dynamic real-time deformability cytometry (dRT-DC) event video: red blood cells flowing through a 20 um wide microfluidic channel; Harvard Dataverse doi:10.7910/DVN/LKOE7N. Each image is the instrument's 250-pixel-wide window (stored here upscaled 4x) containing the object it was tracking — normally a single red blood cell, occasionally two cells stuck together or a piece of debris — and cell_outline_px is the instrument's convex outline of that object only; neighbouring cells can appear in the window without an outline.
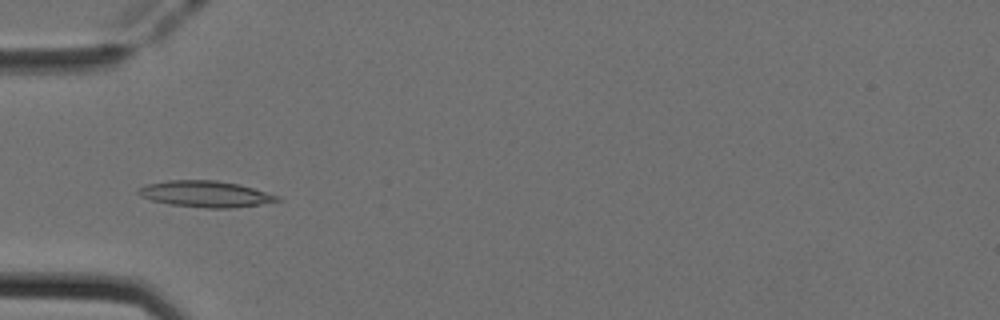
{"species": "Egyptian fruit bat (a non-hibernating species)", "species_latin": "Rousettus aegyptiacus", "temperature_condition": "cold", "stored_images_in_passage": 51, "camera_frame_rate_fps": 3000, "um_per_image_px": 0.085, "animal": {"sex": "female"}, "frame": {"image": 1, "passage_image": 16, "time_ms": 5.0, "image_size_px": [1000, 320], "cell_outline_px": [[284, 200], [260, 204], [232, 208], [208, 208], [168, 204], [152, 200], [140, 196], [136, 192], [136, 188], [148, 184], [168, 180], [216, 180], [240, 184], [280, 196]], "centroid_in_image_um": [17.47, 16.48], "position_along_channel_um": 67.5, "area_um2": 21.39}}
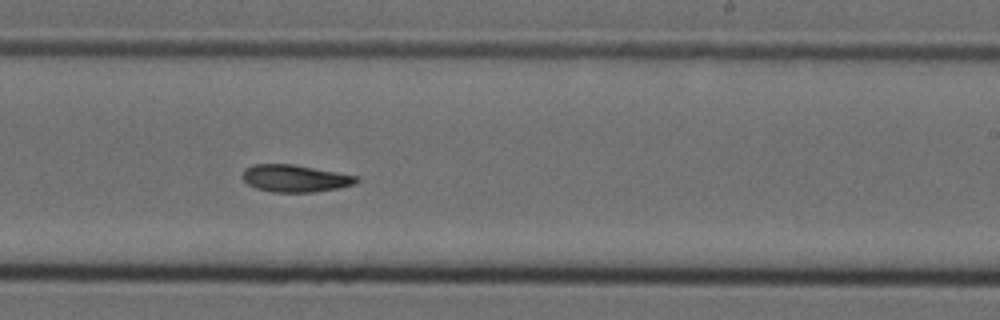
{"frame": {"image": 2, "passage_image": 31, "time_ms": 10.0, "image_size_px": [1000, 320], "cell_outline_px": [[360, 180], [356, 184], [340, 188], [316, 192], [272, 192], [256, 188], [248, 184], [240, 176], [244, 168], [252, 164], [292, 164], [336, 172], [356, 176]], "centroid_in_image_um": [25.05, 15.16], "position_along_channel_um": 263.9, "area_um2": 18.21}}
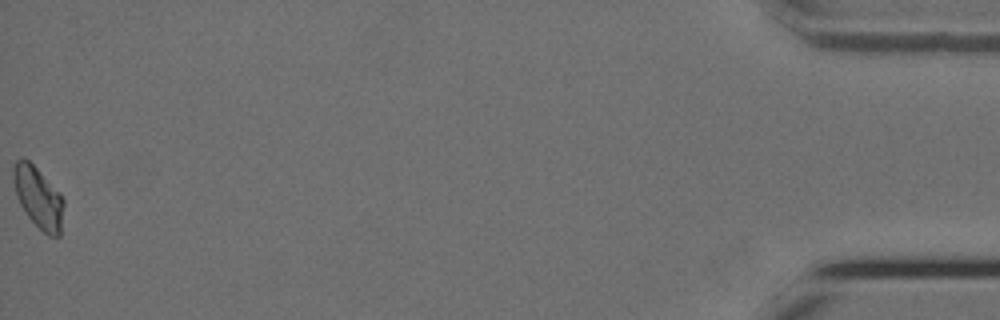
{"frame": {"image": 3, "passage_image": 51, "time_ms": 16.667, "image_size_px": [1000, 320], "cell_outline_px": [[64, 204], [60, 236], [48, 236], [28, 216], [20, 204], [16, 196], [12, 180], [12, 168], [16, 160], [28, 160], [60, 192], [64, 200]], "centroid_in_image_um": [3.25, 16.79], "position_along_channel_um": 431.9, "area_um2": 17.86}, "authors_computed_cell_mechanics": {"area_um2": 18.3226, "velocity_mm_per_s": 3.9428, "shape_relaxation_time_tau1_ms": 10.7894, "shape_relaxation_time_tau2_ms": null, "deformation_change_tau1": 0.2197, "deformation_change_tau2": null}}